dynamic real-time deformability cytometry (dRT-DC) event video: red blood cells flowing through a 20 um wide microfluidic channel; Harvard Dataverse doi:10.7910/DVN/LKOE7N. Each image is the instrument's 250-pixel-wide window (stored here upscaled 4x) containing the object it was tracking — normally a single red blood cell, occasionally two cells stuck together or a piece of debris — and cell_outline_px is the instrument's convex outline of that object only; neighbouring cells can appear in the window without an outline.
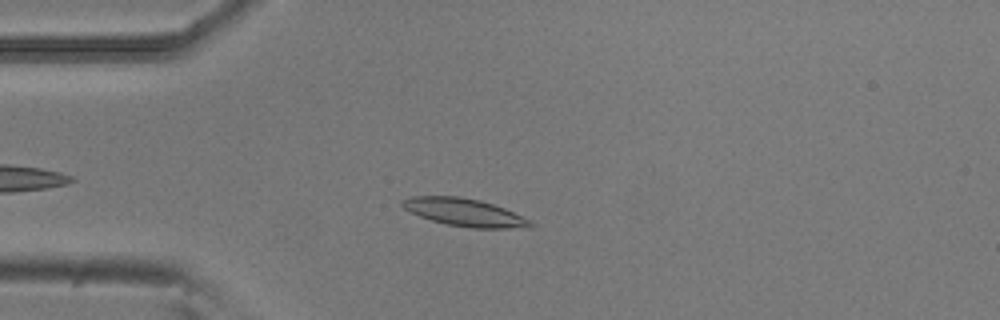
{"species": "common noctule bat (a hibernating species)", "species_latin": "Nyctalus noctula", "temperature_condition": "room temperature", "stored_images_in_passage": 41, "camera_frame_rate_fps": 3000, "um_per_image_px": 0.085, "animal": {"sex": "male", "body_mass_g": 20.5, "forearm_length_mm": 52.5}, "frame": {"image": 1, "passage_image": 8, "time_ms": 2.333, "image_size_px": [1000, 320], "cell_outline_px": [[536, 224], [532, 228], [472, 228], [448, 224], [432, 220], [420, 216], [404, 208], [400, 204], [404, 200], [412, 196], [460, 196], [480, 200], [504, 208], [532, 220]], "centroid_in_image_um": [39.56, 18.06], "position_along_channel_um": 45.4, "area_um2": 20.63}}
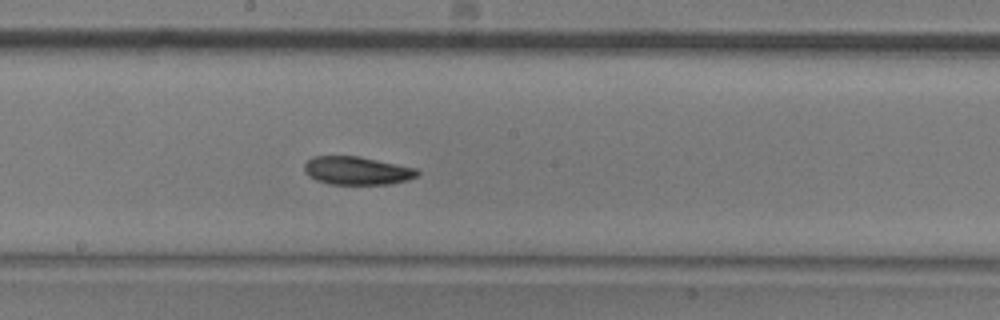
{"frame": {"image": 2, "passage_image": 23, "time_ms": 7.333, "image_size_px": [1000, 320], "cell_outline_px": [[420, 172], [416, 176], [408, 180], [388, 184], [328, 184], [316, 180], [308, 176], [304, 172], [304, 164], [312, 156], [360, 156], [416, 168]], "centroid_in_image_um": [30.32, 14.5], "position_along_channel_um": 217.9, "area_um2": 18.67}}
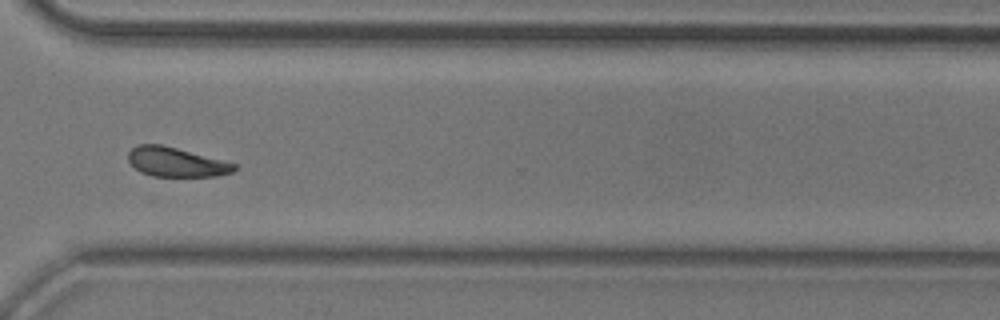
{"frame": {"image": 3, "passage_image": 34, "time_ms": 11.0, "image_size_px": [1000, 320], "cell_outline_px": [[236, 168], [232, 172], [216, 176], [152, 176], [140, 172], [128, 160], [128, 152], [136, 144], [160, 144], [176, 148], [236, 164]], "centroid_in_image_um": [14.92, 13.77], "position_along_channel_um": 355.7, "area_um2": 17.86}, "authors_computed_cell_mechanics": {"area_um2": 19.074, "velocity_mm_per_s": 3.7668, "shape_relaxation_time_tau1_ms": 3.6749, "shape_relaxation_time_tau2_ms": 6.5811, "deformation_change_tau1": 0.1269, "deformation_change_tau2": 0.1231}}